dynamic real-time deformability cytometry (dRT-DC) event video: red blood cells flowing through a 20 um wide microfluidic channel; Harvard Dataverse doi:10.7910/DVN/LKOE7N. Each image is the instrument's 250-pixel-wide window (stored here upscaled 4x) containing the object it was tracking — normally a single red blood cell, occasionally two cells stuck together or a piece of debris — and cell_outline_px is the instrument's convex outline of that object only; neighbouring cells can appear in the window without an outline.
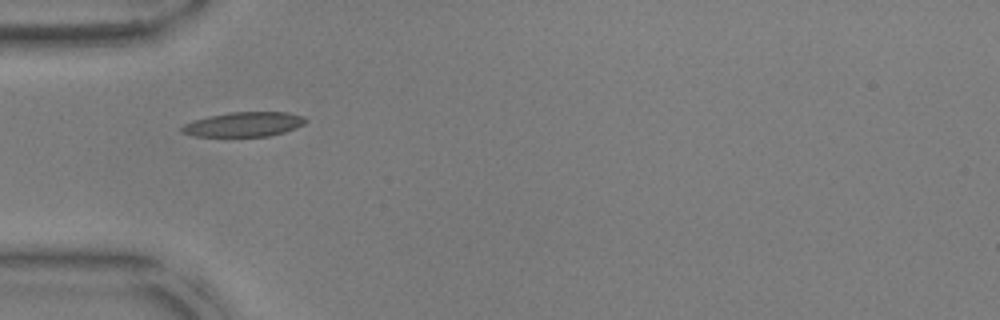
{"species": "common noctule bat (a hibernating species)", "species_latin": "Nyctalus noctula", "temperature_condition": "warm", "stored_images_in_passage": 37, "camera_frame_rate_fps": 3000, "um_per_image_px": 0.085, "animal": {"sex": "male", "body_mass_g": 17.9, "forearm_length_mm": 54.2}, "frame": {"image": 1, "passage_image": 1, "time_ms": 0.0, "image_size_px": [1000, 320], "cell_outline_px": [[308, 120], [304, 124], [296, 128], [284, 132], [268, 136], [192, 136], [180, 132], [180, 128], [184, 124], [208, 116], [228, 112], [288, 112], [304, 116]], "centroid_in_image_um": [20.74, 10.56], "position_along_channel_um": 64.3, "area_um2": 17.8}}
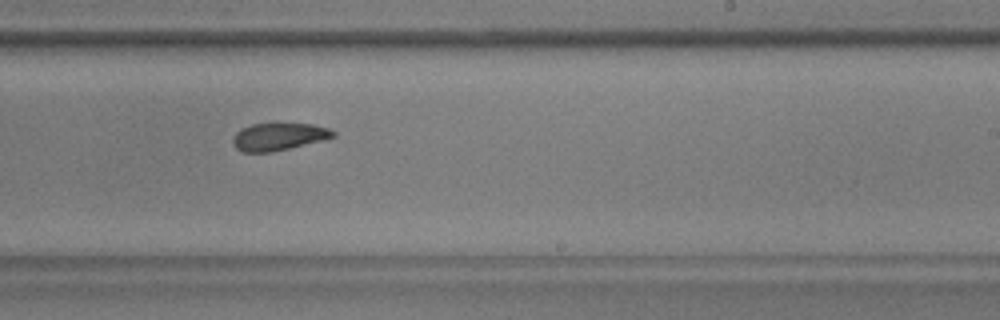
{"frame": {"image": 2, "passage_image": 17, "time_ms": 5.333, "image_size_px": [1000, 320], "cell_outline_px": [[336, 136], [324, 140], [272, 152], [244, 152], [236, 148], [232, 144], [232, 140], [236, 132], [240, 128], [252, 124], [276, 120], [312, 124], [328, 128], [336, 132]], "centroid_in_image_um": [23.69, 11.56], "position_along_channel_um": 265.3, "area_um2": 16.88}}
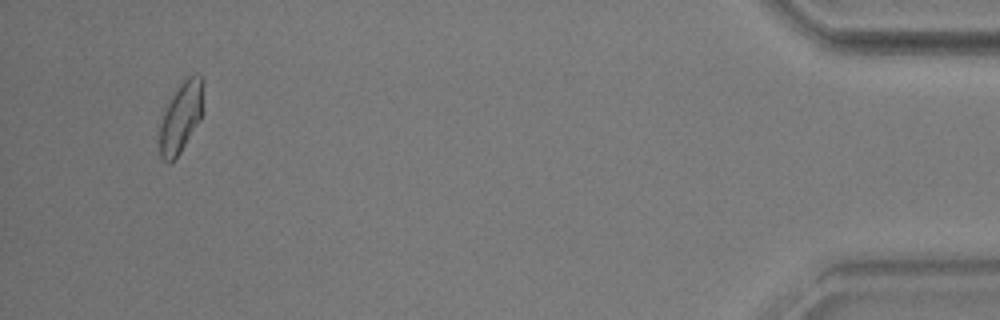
{"frame": {"image": 3, "passage_image": 35, "time_ms": 11.333, "image_size_px": [1000, 320], "cell_outline_px": [[200, 120], [180, 152], [168, 164], [160, 156], [160, 124], [164, 112], [168, 104], [180, 84], [188, 76], [196, 72], [200, 76]], "centroid_in_image_um": [15.33, 10.01], "position_along_channel_um": 419.9, "area_um2": 16.88}, "authors_computed_cell_mechanics": {"area_um2": 17.34, "velocity_mm_per_s": 3.7802, "shape_relaxation_time_tau1_ms": 3.1167, "shape_relaxation_time_tau2_ms": 5.5026, "deformation_change_tau1": 0.1238, "deformation_change_tau2": 0.1039}}